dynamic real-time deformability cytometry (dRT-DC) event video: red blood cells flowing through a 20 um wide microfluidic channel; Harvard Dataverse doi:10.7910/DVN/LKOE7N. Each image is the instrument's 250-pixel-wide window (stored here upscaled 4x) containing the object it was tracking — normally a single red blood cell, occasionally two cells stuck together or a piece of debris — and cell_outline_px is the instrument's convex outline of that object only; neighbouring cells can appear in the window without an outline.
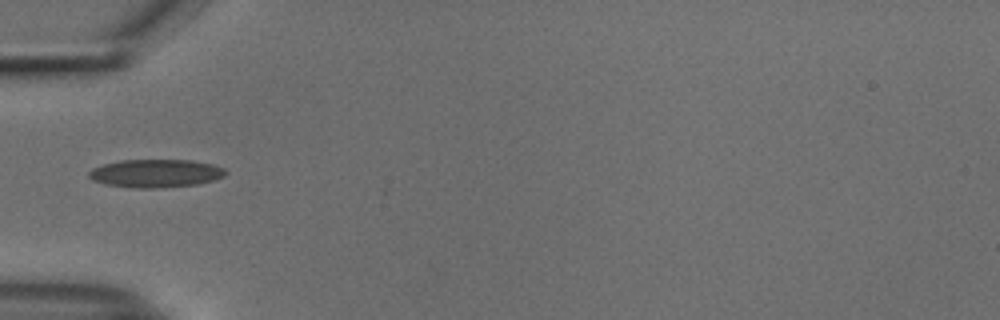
{"species": "common noctule bat (a hibernating species)", "species_latin": "Nyctalus noctula", "temperature_condition": "cold", "stored_images_in_passage": 23, "camera_frame_rate_fps": 3000, "um_per_image_px": 0.085, "animal": {"sex": "male", "body_mass_g": 18.8}, "frame": {"image": 1, "passage_image": 1, "time_ms": 0.0, "image_size_px": [1000, 320], "cell_outline_px": [[228, 172], [224, 176], [212, 180], [196, 184], [160, 188], [132, 188], [104, 184], [92, 180], [88, 176], [88, 172], [92, 168], [104, 164], [120, 160], [192, 160], [212, 164], [224, 168]], "centroid_in_image_um": [13.21, 14.73], "position_along_channel_um": 71.8, "area_um2": 22.48}}
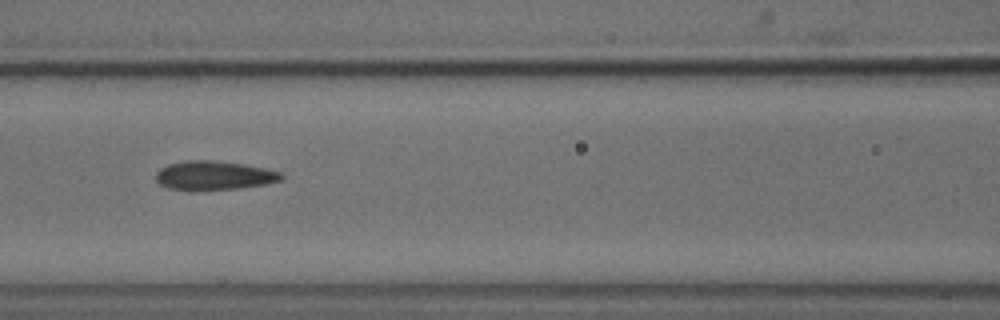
{"frame": {"image": 2, "passage_image": 7, "time_ms": 2.0, "image_size_px": [1000, 320], "cell_outline_px": [[284, 176], [280, 180], [264, 184], [240, 188], [188, 192], [168, 188], [160, 184], [156, 180], [156, 172], [160, 168], [168, 164], [184, 160], [216, 160], [244, 164], [284, 172]], "centroid_in_image_um": [18.16, 14.93], "position_along_channel_um": 148.4, "area_um2": 21.73}}
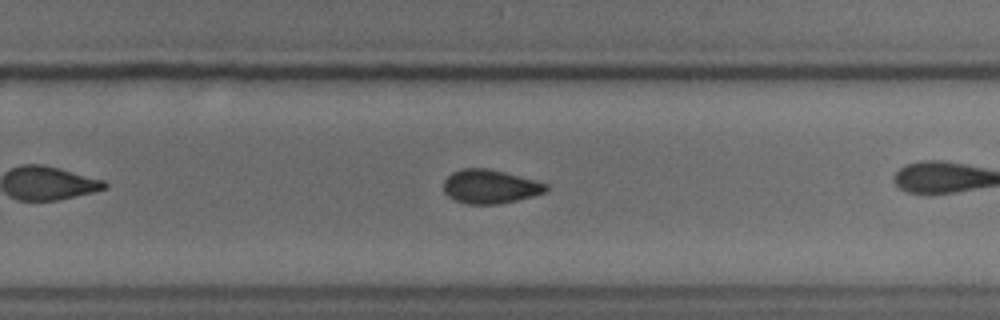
{"frame": {"image": 3, "passage_image": 15, "time_ms": 4.667, "image_size_px": [1000, 320], "cell_outline_px": [[548, 188], [544, 192], [532, 196], [500, 204], [468, 204], [456, 200], [448, 196], [444, 192], [444, 180], [452, 172], [460, 168], [488, 168], [504, 172], [548, 184]], "centroid_in_image_um": [41.62, 15.85], "position_along_channel_um": 288.2, "area_um2": 20.06}}